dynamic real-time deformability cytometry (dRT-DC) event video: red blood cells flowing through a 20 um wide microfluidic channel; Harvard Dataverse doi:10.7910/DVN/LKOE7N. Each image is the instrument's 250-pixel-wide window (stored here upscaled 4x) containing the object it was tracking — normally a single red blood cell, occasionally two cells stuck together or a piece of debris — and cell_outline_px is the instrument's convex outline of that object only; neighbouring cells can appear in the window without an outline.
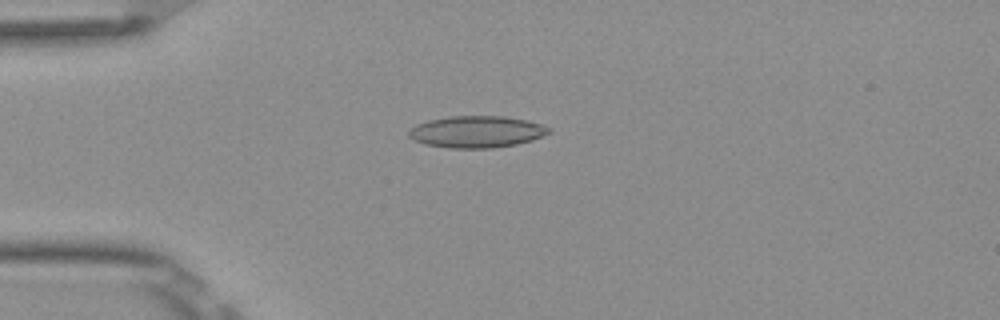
{"species": "Egyptian fruit bat (a non-hibernating species)", "species_latin": "Rousettus aegyptiacus", "temperature_condition": "room temperature", "stored_images_in_passage": 52, "camera_frame_rate_fps": 3000, "um_per_image_px": 0.085, "frame": {"image": 1, "passage_image": 13, "time_ms": 4.0, "image_size_px": [1000, 320], "cell_outline_px": [[552, 132], [532, 140], [516, 144], [492, 148], [448, 148], [424, 144], [412, 140], [408, 136], [408, 132], [416, 124], [428, 120], [448, 116], [504, 116], [528, 120], [552, 128]], "centroid_in_image_um": [40.51, 11.2], "position_along_channel_um": 44.5, "area_um2": 26.13}}
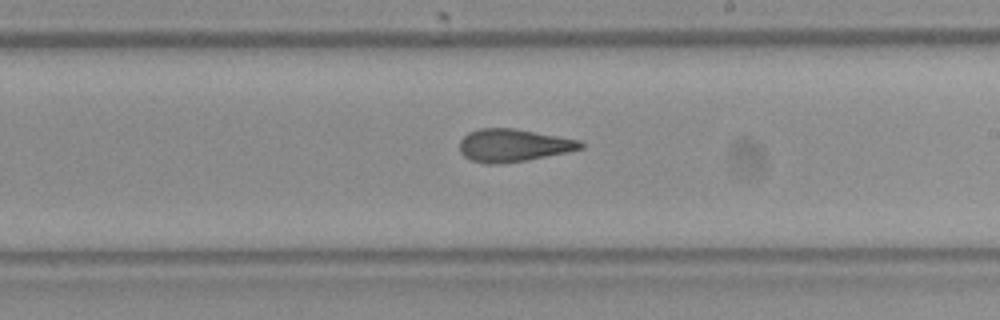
{"frame": {"image": 2, "passage_image": 30, "time_ms": 9.667, "image_size_px": [1000, 320], "cell_outline_px": [[584, 148], [568, 152], [524, 160], [500, 164], [484, 164], [472, 160], [464, 156], [460, 152], [460, 140], [468, 132], [480, 128], [512, 128], [580, 140], [584, 144]], "centroid_in_image_um": [43.61, 12.35], "position_along_channel_um": 245.4, "area_um2": 22.95}}
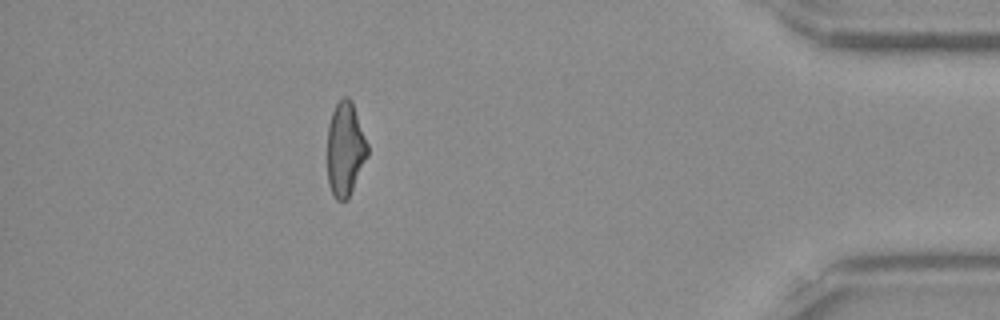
{"frame": {"image": 3, "passage_image": 46, "time_ms": 15.0, "image_size_px": [1000, 320], "cell_outline_px": [[368, 156], [348, 196], [344, 200], [336, 200], [328, 184], [328, 124], [332, 112], [336, 104], [344, 96], [348, 96], [352, 100], [368, 144]], "centroid_in_image_um": [29.34, 12.62], "position_along_channel_um": 405.9, "area_um2": 21.79}, "authors_computed_cell_mechanics": {"area_um2": 23.3801, "velocity_mm_per_s": 3.9075, "shape_relaxation_time_tau1_ms": null, "shape_relaxation_time_tau2_ms": 2.1262, "deformation_change_tau1": null, "deformation_change_tau2": 0.1137}}